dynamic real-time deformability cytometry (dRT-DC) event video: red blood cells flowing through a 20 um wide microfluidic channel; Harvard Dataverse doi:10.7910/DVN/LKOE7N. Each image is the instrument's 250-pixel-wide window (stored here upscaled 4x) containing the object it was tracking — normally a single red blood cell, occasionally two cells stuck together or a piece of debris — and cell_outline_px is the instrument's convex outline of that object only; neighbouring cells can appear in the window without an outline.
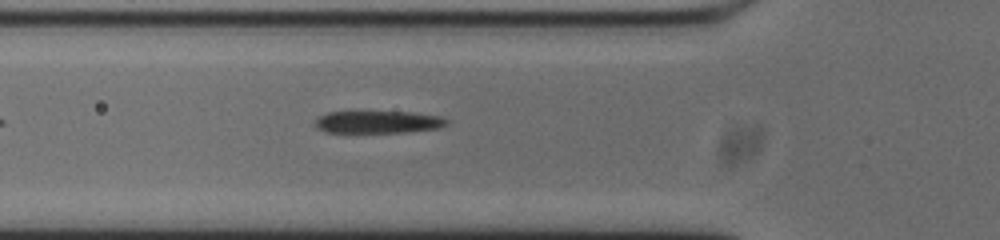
{"species": "common noctule bat (a hibernating species)", "species_latin": "Nyctalus noctula", "temperature_condition": "cold", "stored_images_in_passage": 38, "camera_frame_rate_fps": 3000, "um_per_image_px": 0.085, "animal": {"sex": "male", "body_mass_g": 20.0, "forearm_length_mm": 53.3}, "frame": {"image": 1, "passage_image": 5, "time_ms": 1.333, "image_size_px": [1000, 240], "cell_outline_px": [[448, 124], [440, 128], [404, 132], [324, 132], [316, 128], [316, 116], [328, 112], [412, 112], [440, 116], [448, 120]], "centroid_in_image_um": [32.13, 10.37], "position_along_channel_um": 93.7, "area_um2": 17.17}}
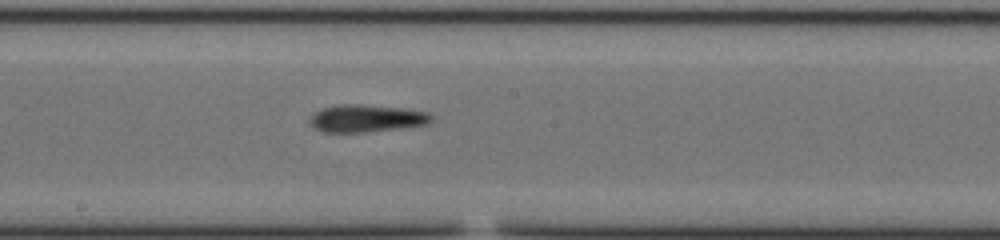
{"frame": {"image": 2, "passage_image": 15, "time_ms": 4.667, "image_size_px": [1000, 240], "cell_outline_px": [[432, 120], [428, 124], [400, 128], [364, 132], [324, 132], [316, 128], [308, 120], [308, 116], [312, 112], [324, 108], [340, 104], [360, 104], [404, 108], [428, 112], [432, 116]], "centroid_in_image_um": [31.13, 10.05], "position_along_channel_um": 217.1, "area_um2": 19.48}}
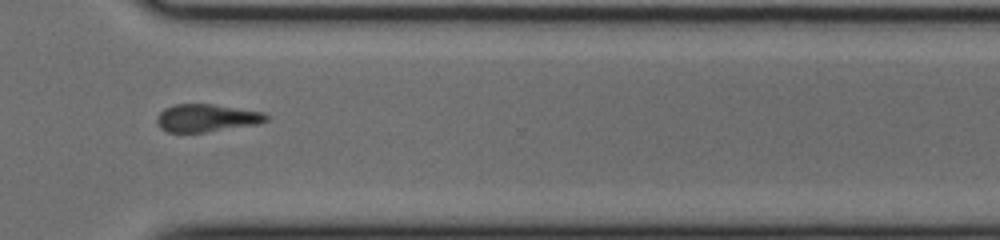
{"frame": {"image": 3, "passage_image": 26, "time_ms": 8.333, "image_size_px": [1000, 240], "cell_outline_px": [[272, 116], [268, 120], [256, 124], [204, 132], [168, 132], [160, 128], [156, 120], [156, 116], [164, 108], [176, 104], [212, 104], [264, 112]], "centroid_in_image_um": [17.56, 10.02], "position_along_channel_um": 353.0, "area_um2": 17.63}, "authors_computed_cell_mechanics": {"area_um2": 18.8139, "velocity_mm_per_s": 3.7031, "shape_relaxation_time_tau1_ms": 4.6481, "shape_relaxation_time_tau2_ms": 9.7461, "deformation_change_tau1": 0.1634, "deformation_change_tau2": 0.2141}}